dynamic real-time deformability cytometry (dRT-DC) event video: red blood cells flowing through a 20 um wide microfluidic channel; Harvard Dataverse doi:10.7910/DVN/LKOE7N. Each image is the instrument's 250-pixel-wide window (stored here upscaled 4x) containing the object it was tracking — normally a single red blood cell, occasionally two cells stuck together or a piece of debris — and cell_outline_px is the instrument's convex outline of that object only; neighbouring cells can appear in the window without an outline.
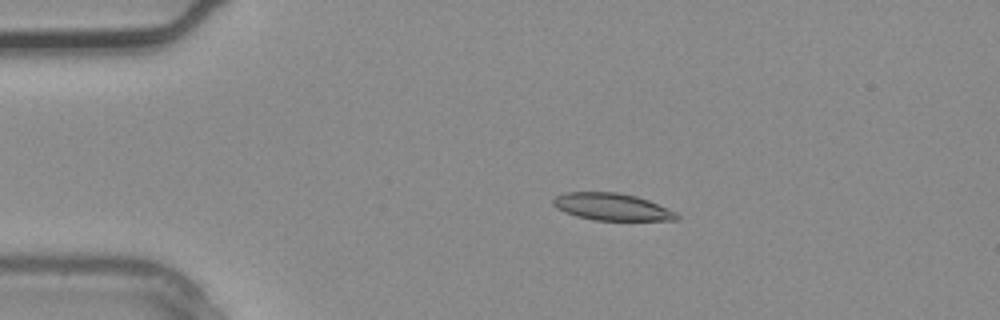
{"species": "common noctule bat (a hibernating species)", "species_latin": "Nyctalus noctula", "temperature_condition": "warm", "stored_images_in_passage": 2, "camera_frame_rate_fps": 3000, "um_per_image_px": 0.085, "animal": {"sex": "male", "body_mass_g": 20.4}, "frame": {"image": 1, "passage_image": 1, "time_ms": 0.0, "image_size_px": [1000, 320], "cell_outline_px": [[680, 220], [596, 220], [576, 216], [564, 212], [556, 208], [552, 204], [552, 200], [556, 196], [564, 192], [616, 192], [636, 196], [648, 200], [676, 212], [680, 216]], "centroid_in_image_um": [51.99, 17.58], "position_along_channel_um": 33.0, "area_um2": 19.54}}